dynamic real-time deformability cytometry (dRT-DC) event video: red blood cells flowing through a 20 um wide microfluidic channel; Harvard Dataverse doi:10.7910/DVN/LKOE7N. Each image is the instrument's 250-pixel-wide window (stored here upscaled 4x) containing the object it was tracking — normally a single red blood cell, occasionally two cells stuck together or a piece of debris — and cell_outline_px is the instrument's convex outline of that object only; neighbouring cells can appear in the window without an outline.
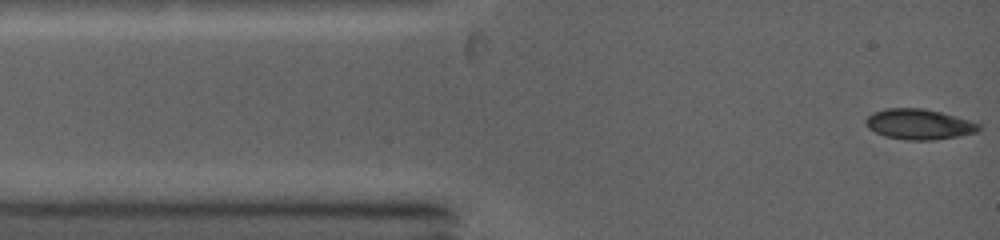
{"species": "common noctule bat (a hibernating species)", "species_latin": "Nyctalus noctula", "temperature_condition": "warm", "stored_images_in_passage": 11, "camera_frame_rate_fps": 5000, "um_per_image_px": 0.085, "animal": {"sex": "female", "body_mass_g": 19.0, "forearm_length_mm": 53.3}, "frame": {"image": 1, "passage_image": 1, "time_ms": 0.0, "image_size_px": [1000, 240], "cell_outline_px": [[980, 128], [976, 132], [960, 136], [932, 140], [904, 140], [884, 136], [868, 128], [864, 124], [864, 120], [872, 112], [888, 108], [924, 108], [956, 116], [980, 124]], "centroid_in_image_um": [78.08, 10.56], "position_along_channel_um": 6.9, "area_um2": 20.11}}
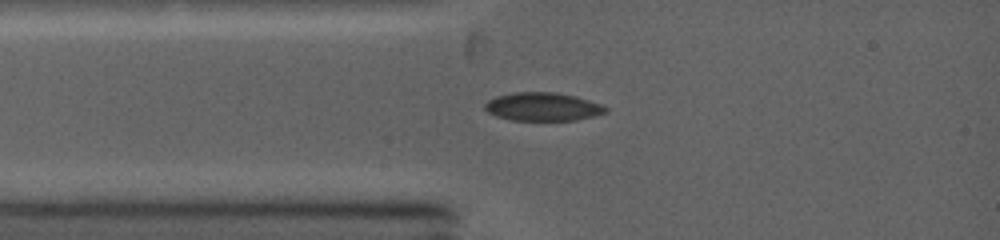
{"frame": {"image": 2, "passage_image": 7, "time_ms": 2.0, "image_size_px": [1000, 240], "cell_outline_px": [[608, 112], [596, 116], [576, 120], [512, 120], [496, 116], [488, 112], [484, 108], [484, 104], [488, 100], [496, 96], [512, 92], [556, 92], [576, 96], [600, 104], [608, 108]], "centroid_in_image_um": [46.14, 9.07], "position_along_channel_um": 38.9, "area_um2": 20.06}}
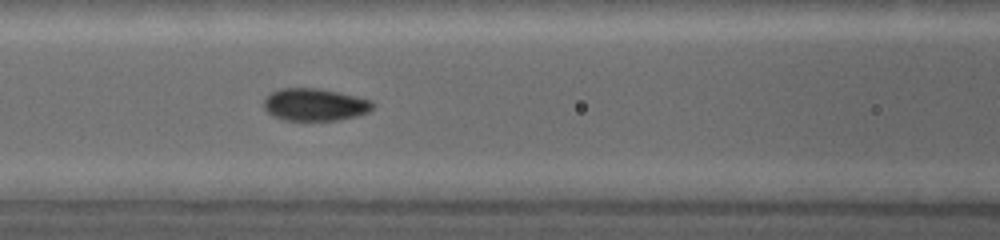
{"frame": {"image": 3, "passage_image": 11, "time_ms": 4.4, "image_size_px": [1000, 240], "cell_outline_px": [[376, 104], [368, 112], [356, 116], [336, 120], [284, 120], [272, 116], [264, 108], [264, 100], [272, 92], [280, 88], [316, 88], [356, 96], [372, 100]], "centroid_in_image_um": [26.76, 8.89], "position_along_channel_um": 139.8, "area_um2": 20.46}}